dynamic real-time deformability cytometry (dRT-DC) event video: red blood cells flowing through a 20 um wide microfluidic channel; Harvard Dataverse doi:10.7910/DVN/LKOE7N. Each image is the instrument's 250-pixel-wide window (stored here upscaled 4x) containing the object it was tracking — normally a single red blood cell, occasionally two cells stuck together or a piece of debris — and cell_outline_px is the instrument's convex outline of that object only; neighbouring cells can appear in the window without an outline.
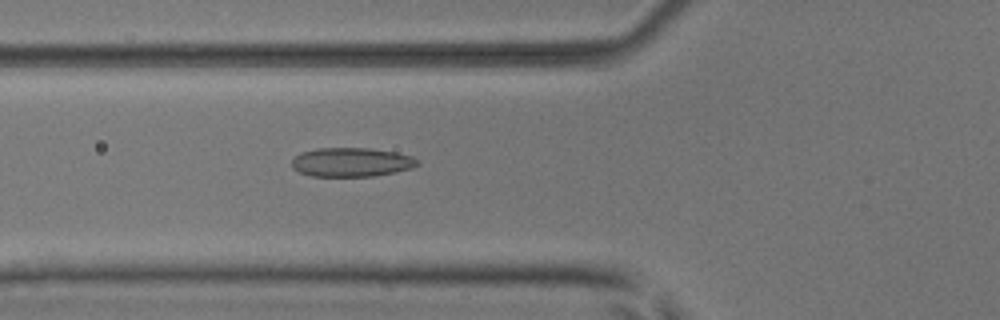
{"species": "common noctule bat (a hibernating species)", "species_latin": "Nyctalus noctula", "temperature_condition": "room temperature", "stored_images_in_passage": 53, "camera_frame_rate_fps": 3000, "um_per_image_px": 0.085, "animal": {"sex": "male", "body_mass_g": 17.9, "forearm_length_mm": 54.2}, "frame": {"image": 1, "passage_image": 20, "time_ms": 6.333, "image_size_px": [1000, 320], "cell_outline_px": [[420, 164], [412, 168], [396, 172], [372, 176], [312, 176], [300, 172], [292, 168], [292, 160], [300, 152], [316, 148], [372, 148], [396, 152], [412, 156], [420, 160]], "centroid_in_image_um": [29.9, 13.78], "position_along_channel_um": 95.9, "area_um2": 21.44}}
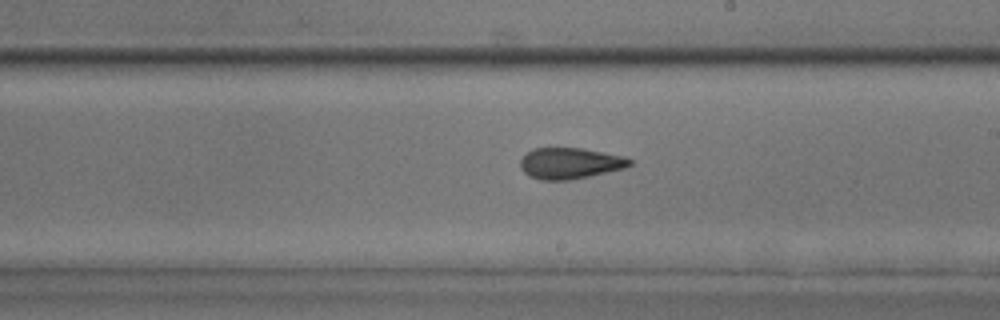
{"frame": {"image": 2, "passage_image": 31, "time_ms": 10.0, "image_size_px": [1000, 320], "cell_outline_px": [[632, 164], [624, 168], [588, 176], [568, 180], [540, 180], [528, 176], [520, 168], [520, 160], [532, 148], [580, 148], [624, 156], [632, 160]], "centroid_in_image_um": [48.42, 13.88], "position_along_channel_um": 240.6, "area_um2": 19.71}}
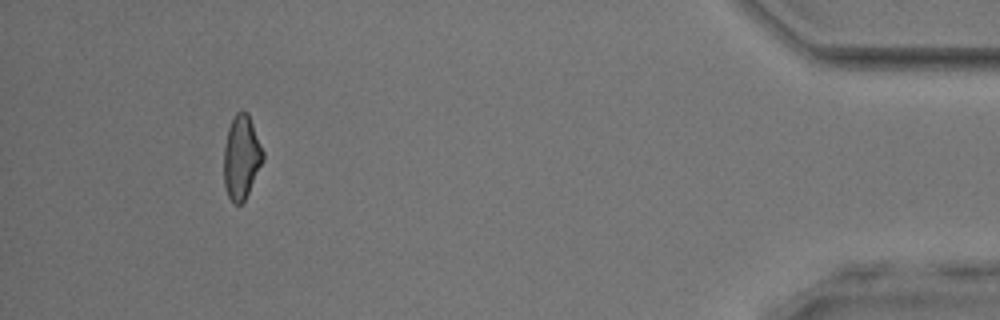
{"frame": {"image": 3, "passage_image": 49, "time_ms": 16.0, "image_size_px": [1000, 320], "cell_outline_px": [[264, 160], [244, 200], [240, 204], [236, 204], [228, 196], [224, 184], [224, 148], [228, 128], [236, 112], [248, 112], [264, 152]], "centroid_in_image_um": [20.53, 13.35], "position_along_channel_um": 414.7, "area_um2": 18.9}, "authors_computed_cell_mechanics": {"area_um2": 19.9988, "velocity_mm_per_s": 3.9579, "shape_relaxation_time_tau1_ms": 8.8854, "shape_relaxation_time_tau2_ms": 2.1203, "deformation_change_tau1": 0.1792, "deformation_change_tau2": 0.09}}